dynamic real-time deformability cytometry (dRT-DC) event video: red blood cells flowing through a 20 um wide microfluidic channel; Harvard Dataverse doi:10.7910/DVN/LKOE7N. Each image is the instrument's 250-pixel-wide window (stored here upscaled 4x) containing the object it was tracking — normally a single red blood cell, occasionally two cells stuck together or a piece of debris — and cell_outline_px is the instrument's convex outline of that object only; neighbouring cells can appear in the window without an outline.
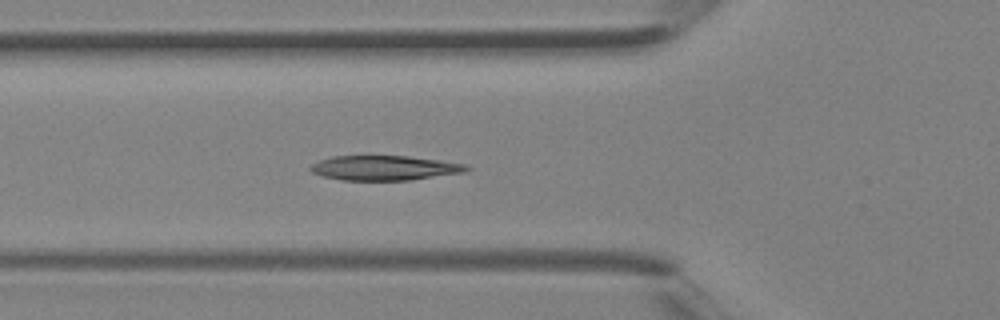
{"species": "Egyptian fruit bat (a non-hibernating species)", "species_latin": "Rousettus aegyptiacus", "temperature_condition": "room temperature", "stored_images_in_passage": 29, "camera_frame_rate_fps": 3000, "um_per_image_px": 0.085, "animal": {"sex": "female"}, "frame": {"image": 1, "passage_image": 5, "time_ms": 1.333, "image_size_px": [1000, 320], "cell_outline_px": [[472, 168], [464, 172], [412, 180], [340, 180], [324, 176], [312, 172], [308, 168], [312, 164], [320, 160], [332, 156], [408, 156], [464, 164]], "centroid_in_image_um": [32.66, 14.28], "position_along_channel_um": 93.1, "area_um2": 22.31}}
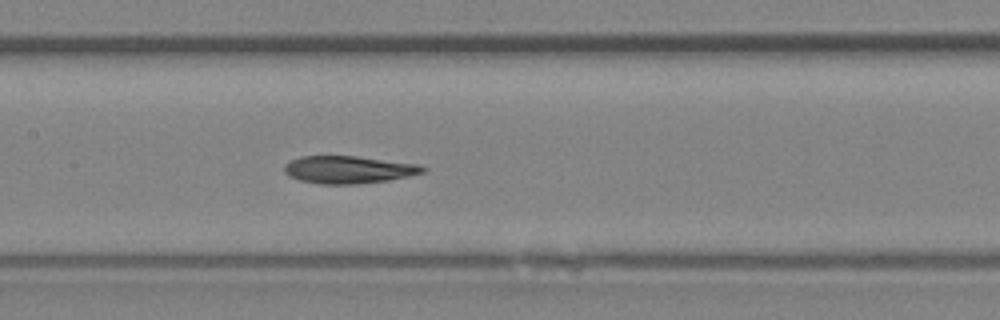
{"frame": {"image": 2, "passage_image": 10, "time_ms": 3.0, "image_size_px": [1000, 320], "cell_outline_px": [[428, 168], [424, 172], [408, 176], [388, 180], [360, 184], [320, 184], [300, 180], [288, 176], [284, 172], [284, 164], [288, 160], [300, 156], [356, 156], [416, 164]], "centroid_in_image_um": [29.57, 14.42], "position_along_channel_um": 177.8, "area_um2": 22.25}}
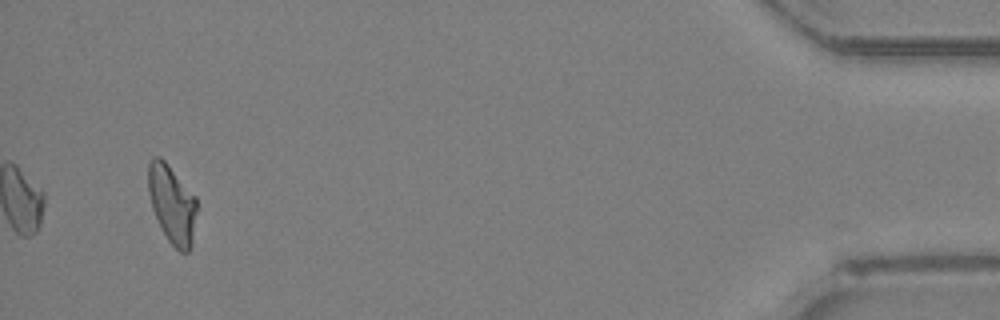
{"frame": {"image": 3, "passage_image": 29, "time_ms": 9.333, "image_size_px": [1000, 320], "cell_outline_px": [[196, 212], [192, 244], [188, 252], [180, 252], [168, 240], [152, 208], [148, 192], [148, 164], [152, 156], [160, 156], [168, 164], [196, 196]], "centroid_in_image_um": [14.62, 17.31], "position_along_channel_um": 420.6, "area_um2": 22.02}}